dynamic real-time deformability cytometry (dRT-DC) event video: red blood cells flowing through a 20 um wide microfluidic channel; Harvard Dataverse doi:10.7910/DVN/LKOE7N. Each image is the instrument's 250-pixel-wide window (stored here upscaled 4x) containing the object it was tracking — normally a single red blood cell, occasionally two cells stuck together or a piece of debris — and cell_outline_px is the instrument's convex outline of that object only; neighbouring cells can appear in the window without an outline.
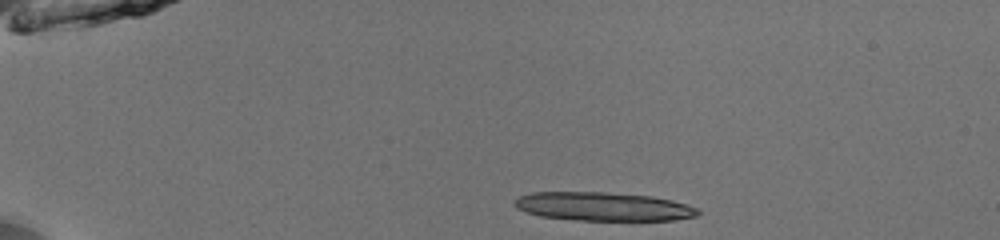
{"species": "common noctule bat (a hibernating species)", "species_latin": "Nyctalus noctula", "temperature_condition": "room temperature", "stored_images_in_passage": 14, "camera_frame_rate_fps": 3000, "um_per_image_px": 0.085, "animal": {"sex": "male", "body_mass_g": 13.0, "forearm_length_mm": 53.1}, "frame": {"image": 1, "passage_image": 1, "time_ms": 0.0, "image_size_px": [1000, 240], "cell_outline_px": [[700, 212], [696, 216], [676, 220], [576, 220], [540, 216], [516, 208], [512, 204], [512, 200], [520, 196], [532, 192], [604, 192], [652, 196], [672, 200], [688, 204], [696, 208]], "centroid_in_image_um": [51.25, 17.55], "position_along_channel_um": 33.7, "area_um2": 30.69}}
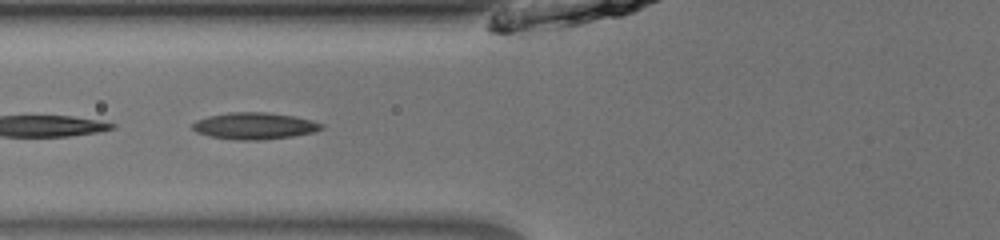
{"frame": {"image": 2, "passage_image": 12, "time_ms": 3.667, "image_size_px": [1000, 240], "cell_outline_px": [[324, 128], [312, 132], [292, 136], [260, 140], [236, 140], [212, 136], [196, 132], [192, 128], [192, 124], [196, 120], [208, 116], [228, 112], [268, 112], [292, 116], [312, 120], [324, 124]], "centroid_in_image_um": [21.62, 10.69], "position_along_channel_um": 104.2, "area_um2": 20.0}}